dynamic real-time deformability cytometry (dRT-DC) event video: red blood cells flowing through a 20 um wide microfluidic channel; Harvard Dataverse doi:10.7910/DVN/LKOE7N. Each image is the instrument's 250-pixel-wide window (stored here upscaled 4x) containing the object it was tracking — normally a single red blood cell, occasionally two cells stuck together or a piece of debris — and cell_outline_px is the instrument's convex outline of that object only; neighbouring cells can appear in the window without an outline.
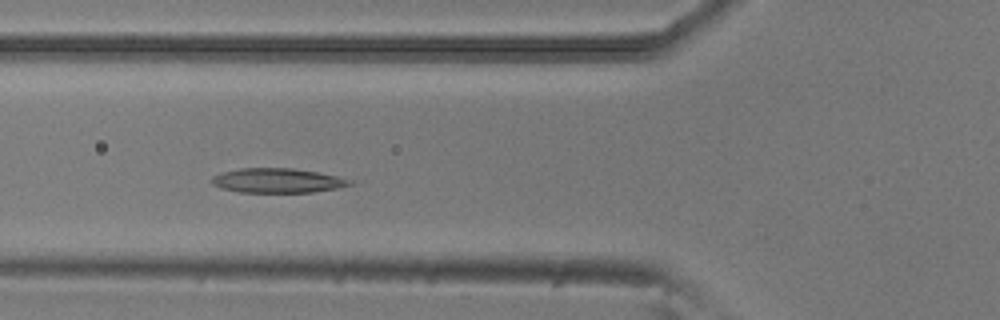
{"species": "common noctule bat (a hibernating species)", "species_latin": "Nyctalus noctula", "temperature_condition": "room temperature", "stored_images_in_passage": 6, "camera_frame_rate_fps": 3000, "um_per_image_px": 0.085, "animal": {"sex": "male", "body_mass_g": 20.5, "forearm_length_mm": 52.5}, "frame": {"image": 1, "passage_image": 5, "time_ms": 1.333, "image_size_px": [1000, 320], "cell_outline_px": [[352, 184], [336, 188], [312, 192], [240, 192], [220, 188], [212, 184], [212, 176], [224, 172], [240, 168], [292, 168], [320, 172], [352, 180]], "centroid_in_image_um": [23.57, 15.34], "position_along_channel_um": 102.2, "area_um2": 19.59}}
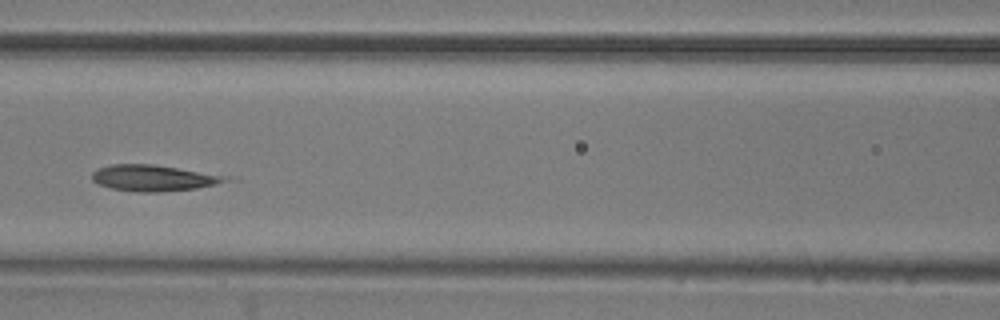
{"frame": {"image": 2, "passage_image": 6, "time_ms": 1.667, "image_size_px": [1000, 320], "cell_outline_px": [[228, 176], [224, 180], [216, 184], [196, 188], [160, 192], [136, 192], [112, 188], [96, 184], [92, 180], [92, 172], [100, 168], [112, 164], [152, 164]], "centroid_in_image_um": [12.96, 15.13], "position_along_channel_um": 153.6, "area_um2": 20.0}}